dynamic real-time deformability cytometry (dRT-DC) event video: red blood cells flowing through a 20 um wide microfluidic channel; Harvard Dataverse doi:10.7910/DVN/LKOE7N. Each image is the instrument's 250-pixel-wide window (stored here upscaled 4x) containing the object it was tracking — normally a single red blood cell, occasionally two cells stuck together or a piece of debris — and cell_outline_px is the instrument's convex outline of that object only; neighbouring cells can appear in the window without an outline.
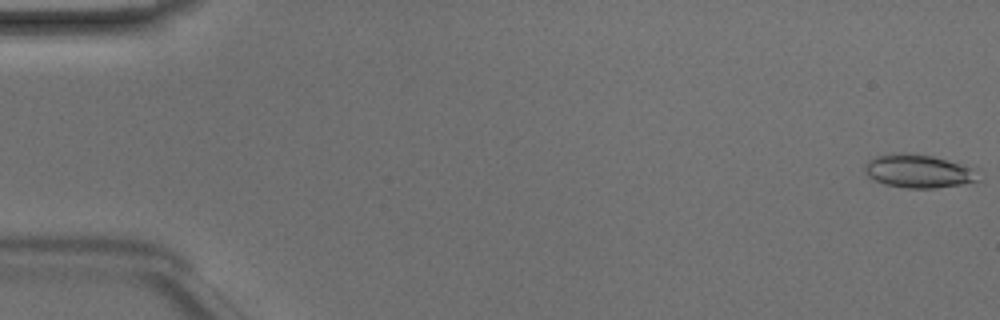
{"species": "Egyptian fruit bat (a non-hibernating species)", "species_latin": "Rousettus aegyptiacus", "temperature_condition": "room temperature", "stored_images_in_passage": 49, "camera_frame_rate_fps": 3000, "um_per_image_px": 0.085, "animal": {"sex": "male"}, "frame": {"image": 1, "passage_image": 1, "time_ms": 0.0, "image_size_px": [1000, 320], "cell_outline_px": [[980, 180], [960, 184], [936, 188], [904, 188], [884, 184], [868, 176], [864, 168], [864, 164], [868, 160], [876, 156], [900, 152], [904, 152], [932, 156], [980, 168]], "centroid_in_image_um": [78.13, 14.54], "position_along_channel_um": 6.9, "area_um2": 22.43}}
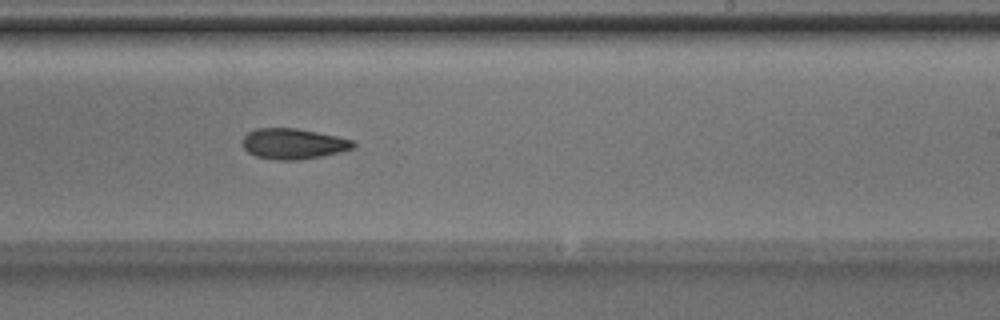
{"frame": {"image": 2, "passage_image": 30, "time_ms": 9.667, "image_size_px": [1000, 320], "cell_outline_px": [[356, 148], [340, 152], [300, 160], [276, 160], [256, 156], [248, 152], [244, 148], [244, 136], [248, 132], [256, 128], [296, 128], [336, 136], [352, 140], [356, 144]], "centroid_in_image_um": [24.95, 12.22], "position_along_channel_um": 264.1, "area_um2": 19.65}}
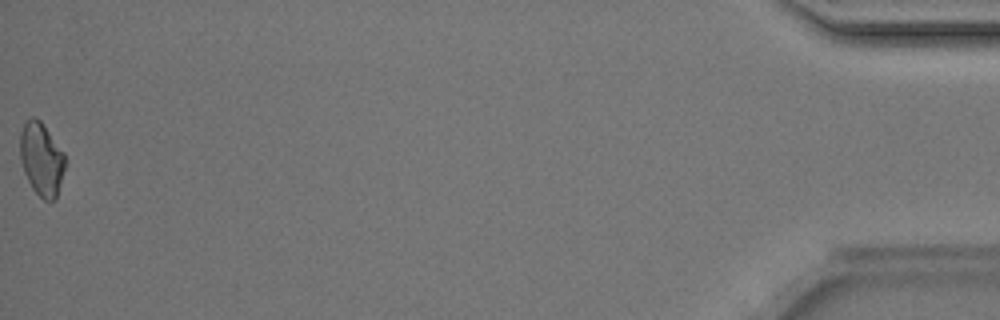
{"frame": {"image": 3, "passage_image": 49, "time_ms": 16.0, "image_size_px": [1000, 320], "cell_outline_px": [[64, 168], [56, 196], [52, 200], [44, 200], [32, 188], [24, 172], [20, 160], [20, 132], [24, 124], [32, 116], [36, 116], [40, 120], [64, 152]], "centroid_in_image_um": [3.5, 13.48], "position_along_channel_um": 431.7, "area_um2": 18.84}, "authors_computed_cell_mechanics": {"area_um2": 19.941, "velocity_mm_per_s": 4.193, "shape_relaxation_time_tau1_ms": 3.9789, "shape_relaxation_time_tau2_ms": 7.0347, "deformation_change_tau1": 0.1382, "deformation_change_tau2": 0.1652}}